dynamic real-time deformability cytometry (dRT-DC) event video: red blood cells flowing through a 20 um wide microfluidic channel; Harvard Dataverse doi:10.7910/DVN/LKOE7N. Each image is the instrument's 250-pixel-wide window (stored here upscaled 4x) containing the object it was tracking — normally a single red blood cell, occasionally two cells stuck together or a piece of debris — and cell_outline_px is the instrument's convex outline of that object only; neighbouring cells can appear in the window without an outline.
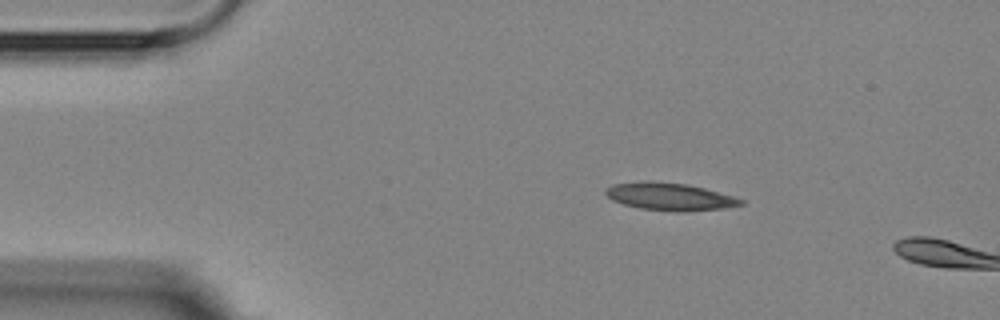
{"species": "Egyptian fruit bat (a non-hibernating species)", "species_latin": "Rousettus aegyptiacus", "temperature_condition": "room temperature", "stored_images_in_passage": 2, "camera_frame_rate_fps": 3000, "um_per_image_px": 0.085, "animal": {"sex": "female"}, "frame": {"image": 1, "passage_image": 1, "time_ms": 0.0, "image_size_px": [1000, 320], "cell_outline_px": [[744, 204], [720, 208], [684, 212], [676, 212], [640, 208], [624, 204], [612, 200], [604, 192], [604, 188], [612, 184], [644, 180], [648, 180], [688, 184], [704, 188], [732, 196], [744, 200]], "centroid_in_image_um": [56.87, 16.69], "position_along_channel_um": 28.1, "area_um2": 21.73}}